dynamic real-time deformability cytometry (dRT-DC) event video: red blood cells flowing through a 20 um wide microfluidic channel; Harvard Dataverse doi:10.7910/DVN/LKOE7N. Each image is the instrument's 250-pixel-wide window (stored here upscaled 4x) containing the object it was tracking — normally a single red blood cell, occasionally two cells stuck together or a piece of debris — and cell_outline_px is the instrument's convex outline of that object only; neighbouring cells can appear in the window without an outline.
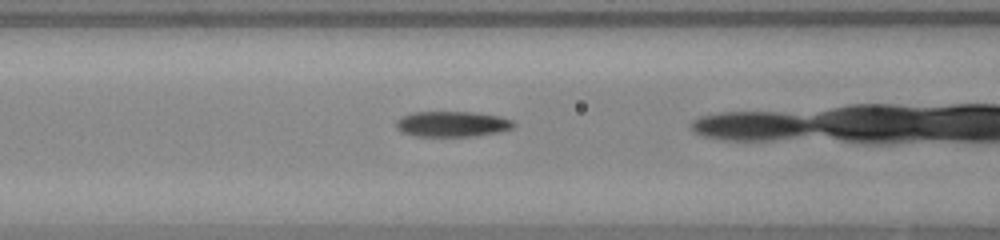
{"species": "common noctule bat (a hibernating species)", "species_latin": "Nyctalus noctula", "temperature_condition": "warm", "stored_images_in_passage": 28, "camera_frame_rate_fps": 3000, "um_per_image_px": 0.085, "animal": {"sex": "female", "body_mass_g": 23.0, "forearm_length_mm": 53.4}, "frame": {"image": 1, "passage_image": 18, "time_ms": 5.667, "image_size_px": [1000, 240], "cell_outline_px": [[516, 124], [512, 128], [496, 132], [472, 136], [416, 136], [400, 132], [396, 128], [396, 120], [400, 116], [412, 112], [472, 112], [500, 116], [512, 120]], "centroid_in_image_um": [38.38, 10.53], "position_along_channel_um": 128.2, "area_um2": 17.51}}
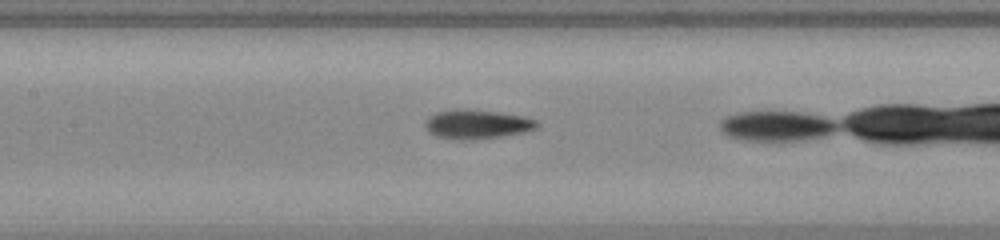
{"frame": {"image": 2, "passage_image": 21, "time_ms": 6.667, "image_size_px": [1000, 240], "cell_outline_px": [[540, 124], [536, 128], [524, 132], [504, 136], [468, 140], [460, 140], [436, 136], [428, 132], [424, 128], [424, 120], [428, 116], [436, 112], [464, 108], [496, 112], [524, 116], [536, 120]], "centroid_in_image_um": [40.5, 10.56], "position_along_channel_um": 166.9, "area_um2": 19.19}}